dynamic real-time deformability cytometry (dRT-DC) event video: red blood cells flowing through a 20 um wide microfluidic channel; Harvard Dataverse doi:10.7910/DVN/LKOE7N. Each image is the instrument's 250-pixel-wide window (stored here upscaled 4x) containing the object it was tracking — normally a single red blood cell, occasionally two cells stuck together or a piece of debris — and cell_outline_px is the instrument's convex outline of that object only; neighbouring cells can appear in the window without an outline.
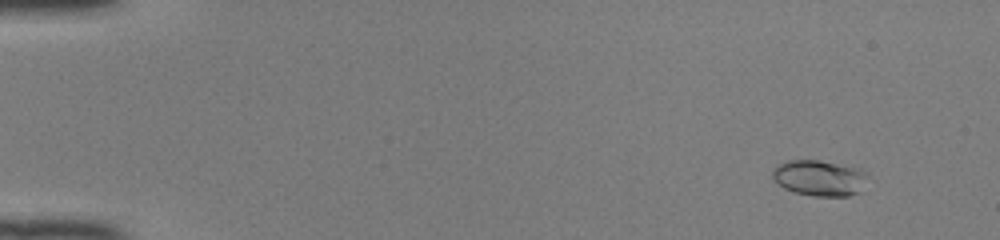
{"species": "common noctule bat (a hibernating species)", "species_latin": "Nyctalus noctula", "temperature_condition": "room temperature", "stored_images_in_passage": 46, "camera_frame_rate_fps": 3000, "um_per_image_px": 0.085, "animal": {"sex": "female", "body_mass_g": 22.0, "forearm_length_mm": 56.7}, "frame": {"image": 1, "passage_image": 1, "time_ms": 0.0, "image_size_px": [1000, 240], "cell_outline_px": [[868, 172], [860, 192], [848, 196], [816, 196], [796, 192], [784, 188], [772, 180], [772, 168], [788, 160], [820, 160], [860, 168]], "centroid_in_image_um": [69.64, 15.12], "position_along_channel_um": 15.4, "area_um2": 19.94}}
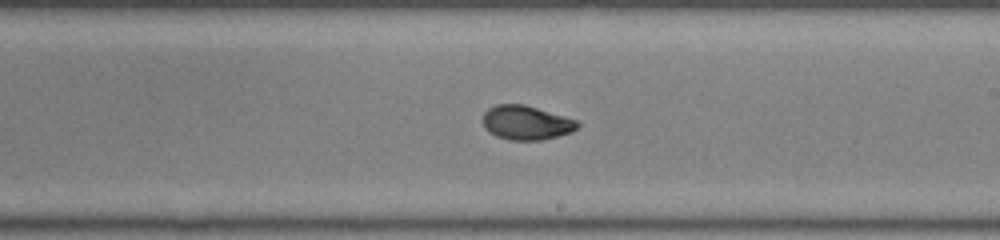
{"frame": {"image": 2, "passage_image": 27, "time_ms": 8.667, "image_size_px": [1000, 240], "cell_outline_px": [[580, 124], [572, 132], [540, 140], [508, 140], [496, 136], [488, 132], [484, 128], [484, 112], [488, 108], [496, 104], [524, 104], [564, 116], [576, 120]], "centroid_in_image_um": [44.7, 10.43], "position_along_channel_um": 244.3, "area_um2": 18.79}}
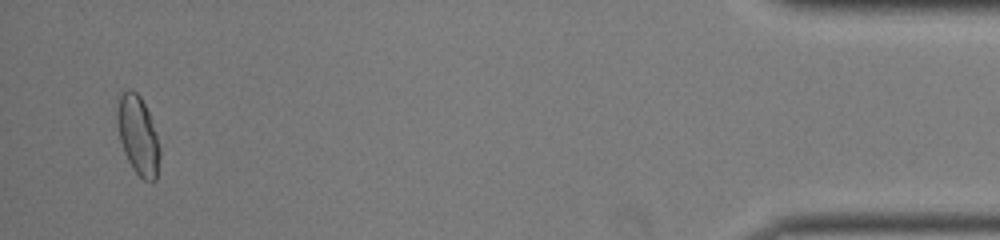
{"frame": {"image": 3, "passage_image": 45, "time_ms": 14.667, "image_size_px": [1000, 240], "cell_outline_px": [[160, 156], [156, 180], [144, 180], [132, 168], [124, 152], [120, 140], [116, 120], [116, 112], [120, 96], [124, 92], [132, 88], [140, 96], [148, 112], [160, 148]], "centroid_in_image_um": [11.72, 11.51], "position_along_channel_um": 423.5, "area_um2": 19.25}, "authors_computed_cell_mechanics": {"area_um2": 18.8139, "velocity_mm_per_s": 4.1473, "shape_relaxation_time_tau1_ms": 5.0177, "shape_relaxation_time_tau2_ms": 1.4828, "deformation_change_tau1": 0.1832, "deformation_change_tau2": 0.0521}}